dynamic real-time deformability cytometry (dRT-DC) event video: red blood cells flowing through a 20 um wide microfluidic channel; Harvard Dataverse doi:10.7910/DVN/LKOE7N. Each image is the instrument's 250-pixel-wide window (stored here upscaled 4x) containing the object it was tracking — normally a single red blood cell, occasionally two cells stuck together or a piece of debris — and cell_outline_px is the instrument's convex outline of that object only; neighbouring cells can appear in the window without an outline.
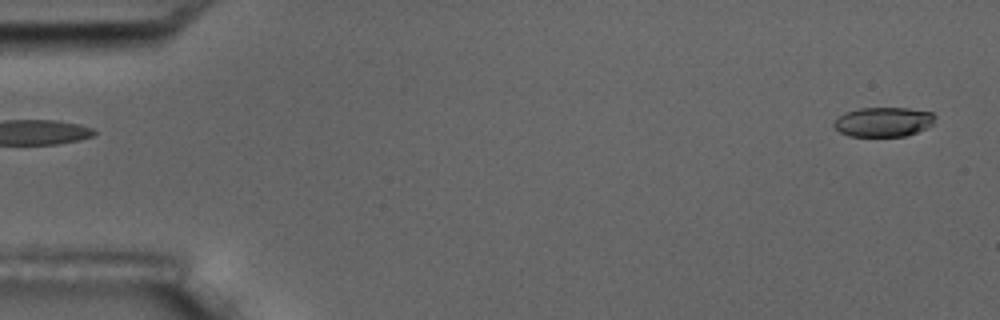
{"species": "common noctule bat (a hibernating species)", "species_latin": "Nyctalus noctula", "temperature_condition": "room temperature", "stored_images_in_passage": 6, "segment_of_instrument_passage": [2, 2], "camera_frame_rate_fps": 3000, "um_per_image_px": 0.085, "animal": {"sex": "male", "body_mass_g": 17.5, "forearm_length_mm": 52.3}, "frame": {"image": 1, "passage_image": 6, "time_ms": 6.0, "image_size_px": [1000, 320], "cell_outline_px": [[936, 116], [932, 124], [916, 132], [904, 136], [848, 136], [840, 132], [832, 124], [844, 112], [860, 108], [908, 108], [932, 112]], "centroid_in_image_um": [75.08, 10.35], "position_along_channel_um": 9.9, "area_um2": 17.28}}